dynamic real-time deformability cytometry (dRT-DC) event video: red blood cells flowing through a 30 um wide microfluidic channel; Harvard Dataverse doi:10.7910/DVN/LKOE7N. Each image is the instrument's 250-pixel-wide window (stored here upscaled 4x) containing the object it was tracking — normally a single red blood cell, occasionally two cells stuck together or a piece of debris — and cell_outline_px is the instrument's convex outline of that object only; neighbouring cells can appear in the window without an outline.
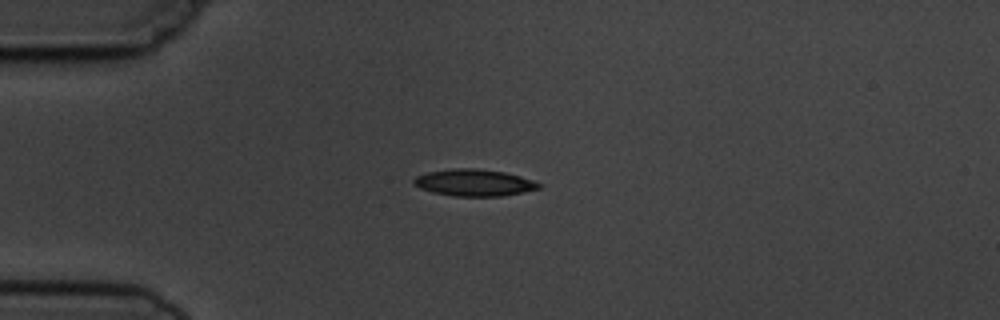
{"species": "common noctule bat (a hibernating species)", "species_latin": "Nyctalus noctula", "temperature_condition": "cold", "stored_images_in_passage": 7, "camera_frame_rate_fps": 3000, "um_per_image_px": 0.085, "animal": {"sex": "male", "body_mass_g": 19.5, "forearm_length_mm": 54.6}, "frame": {"image": 1, "passage_image": 3, "time_ms": 2.333, "image_size_px": [1000, 320], "cell_outline_px": [[544, 184], [540, 188], [524, 192], [504, 196], [452, 196], [432, 192], [420, 188], [412, 184], [412, 180], [416, 176], [428, 172], [452, 168], [476, 168], [504, 172], [520, 176]], "centroid_in_image_um": [40.3, 15.53], "position_along_channel_um": 44.7, "area_um2": 19.71}}
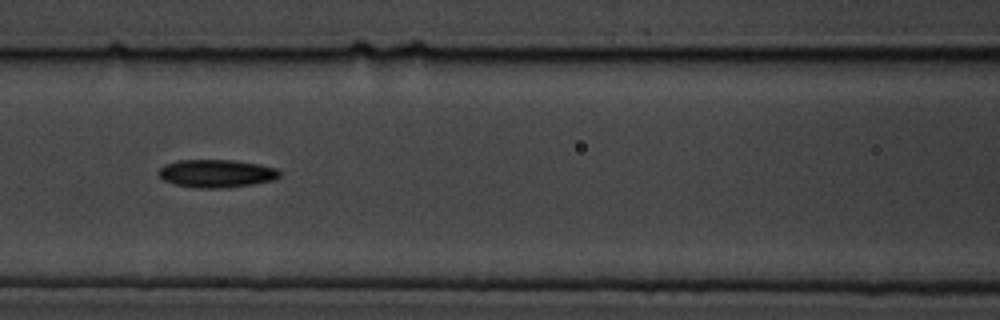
{"frame": {"image": 2, "passage_image": 6, "time_ms": 5.667, "image_size_px": [1000, 320], "cell_outline_px": [[280, 176], [272, 180], [252, 184], [224, 188], [196, 188], [176, 184], [164, 180], [160, 176], [160, 168], [164, 164], [176, 160], [236, 160], [260, 164], [276, 168], [280, 172]], "centroid_in_image_um": [18.41, 14.73], "position_along_channel_um": 148.2, "area_um2": 19.65}}
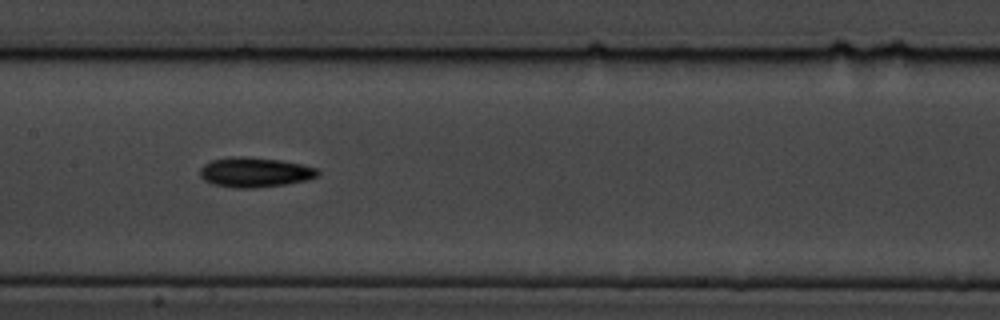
{"frame": {"image": 3, "passage_image": 7, "time_ms": 6.667, "image_size_px": [1000, 320], "cell_outline_px": [[320, 172], [316, 176], [308, 180], [284, 184], [256, 188], [236, 188], [212, 184], [204, 180], [200, 176], [200, 168], [204, 164], [212, 160], [232, 156], [244, 156], [280, 160], [300, 164], [316, 168]], "centroid_in_image_um": [21.63, 14.64], "position_along_channel_um": 185.8, "area_um2": 20.46}}